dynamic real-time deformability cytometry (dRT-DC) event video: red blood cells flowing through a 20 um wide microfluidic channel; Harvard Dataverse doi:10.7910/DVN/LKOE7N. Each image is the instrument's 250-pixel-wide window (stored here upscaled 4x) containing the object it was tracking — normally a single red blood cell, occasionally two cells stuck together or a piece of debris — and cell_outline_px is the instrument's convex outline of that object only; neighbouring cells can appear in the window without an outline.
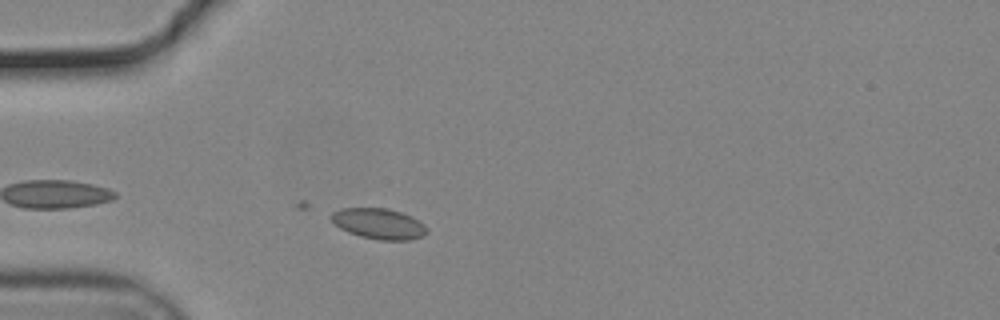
{"species": "common noctule bat (a hibernating species)", "species_latin": "Nyctalus noctula", "temperature_condition": "cold", "stored_images_in_passage": 10, "camera_frame_rate_fps": 3000, "um_per_image_px": 0.085, "animal": {"sex": "male", "body_mass_g": 19.2, "forearm_length_mm": 51.8}, "frame": {"image": 1, "passage_image": 6, "time_ms": 1.667, "image_size_px": [1000, 320], "cell_outline_px": [[428, 232], [420, 236], [408, 240], [380, 240], [360, 236], [348, 232], [340, 228], [328, 216], [332, 212], [344, 208], [388, 208], [412, 216], [424, 224], [428, 228]], "centroid_in_image_um": [32.2, 19.01], "position_along_channel_um": 52.8, "area_um2": 17.05}}
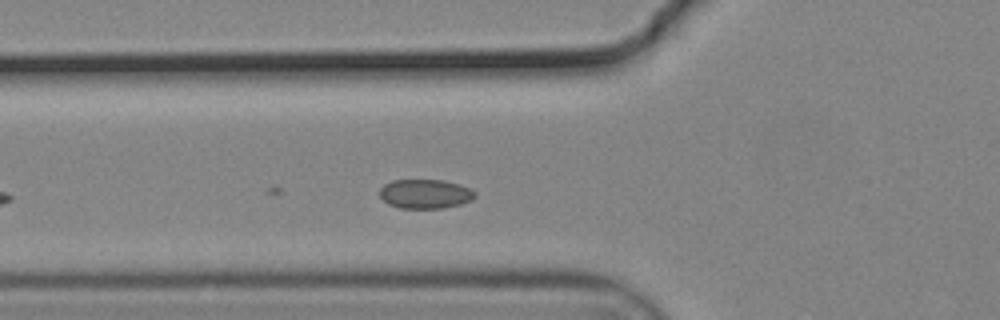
{"frame": {"image": 2, "passage_image": 10, "time_ms": 3.0, "image_size_px": [1000, 320], "cell_outline_px": [[476, 196], [472, 200], [460, 204], [444, 208], [400, 208], [388, 204], [380, 196], [380, 188], [384, 184], [392, 180], [444, 180], [460, 184], [476, 192]], "centroid_in_image_um": [36.15, 16.48], "position_along_channel_um": 89.7, "area_um2": 16.3}}